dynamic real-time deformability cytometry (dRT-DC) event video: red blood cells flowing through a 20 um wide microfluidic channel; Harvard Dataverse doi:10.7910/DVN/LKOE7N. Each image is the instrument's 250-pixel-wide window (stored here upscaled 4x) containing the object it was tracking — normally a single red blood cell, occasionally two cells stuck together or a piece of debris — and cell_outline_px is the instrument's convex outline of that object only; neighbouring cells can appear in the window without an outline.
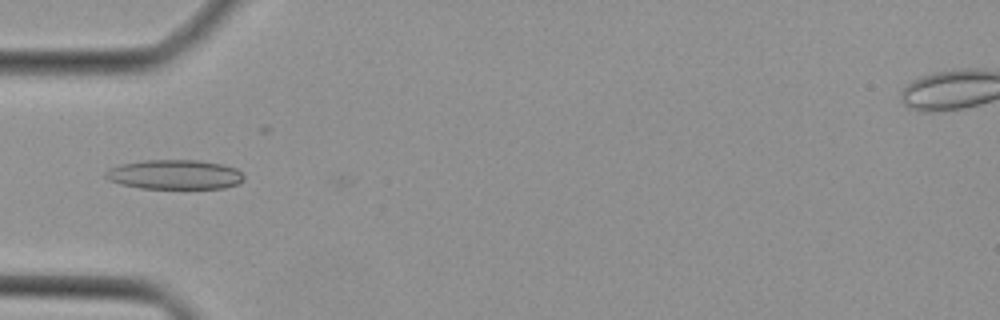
{"species": "Egyptian fruit bat (a non-hibernating species)", "species_latin": "Rousettus aegyptiacus", "temperature_condition": "cold", "stored_images_in_passage": 8, "camera_frame_rate_fps": 3000, "um_per_image_px": 0.085, "animal": {"sex": "female"}, "frame": {"image": 1, "passage_image": 6, "time_ms": 1.667, "image_size_px": [1000, 320], "cell_outline_px": [[244, 180], [236, 184], [224, 188], [140, 188], [120, 184], [108, 180], [104, 176], [104, 172], [108, 168], [120, 164], [144, 160], [200, 160], [220, 164], [236, 168], [244, 176]], "centroid_in_image_um": [14.8, 14.83], "position_along_channel_um": 70.2, "area_um2": 23.87}}